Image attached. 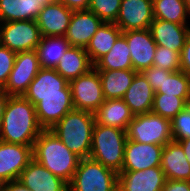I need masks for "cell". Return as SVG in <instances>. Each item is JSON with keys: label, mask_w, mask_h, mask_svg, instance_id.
<instances>
[{"label": "cell", "mask_w": 190, "mask_h": 191, "mask_svg": "<svg viewBox=\"0 0 190 191\" xmlns=\"http://www.w3.org/2000/svg\"><path fill=\"white\" fill-rule=\"evenodd\" d=\"M43 130L35 106L24 96H9L0 126V140L33 147Z\"/></svg>", "instance_id": "6da1fadb"}, {"label": "cell", "mask_w": 190, "mask_h": 191, "mask_svg": "<svg viewBox=\"0 0 190 191\" xmlns=\"http://www.w3.org/2000/svg\"><path fill=\"white\" fill-rule=\"evenodd\" d=\"M32 155L36 162L68 184L81 159L70 151L51 130H43L39 134L32 147Z\"/></svg>", "instance_id": "7a4b0ae2"}, {"label": "cell", "mask_w": 190, "mask_h": 191, "mask_svg": "<svg viewBox=\"0 0 190 191\" xmlns=\"http://www.w3.org/2000/svg\"><path fill=\"white\" fill-rule=\"evenodd\" d=\"M94 124V113L72 109L50 130L70 151L83 159L90 156Z\"/></svg>", "instance_id": "3957f363"}, {"label": "cell", "mask_w": 190, "mask_h": 191, "mask_svg": "<svg viewBox=\"0 0 190 191\" xmlns=\"http://www.w3.org/2000/svg\"><path fill=\"white\" fill-rule=\"evenodd\" d=\"M126 141V130L95 122L89 158L120 173L123 166Z\"/></svg>", "instance_id": "277c9868"}, {"label": "cell", "mask_w": 190, "mask_h": 191, "mask_svg": "<svg viewBox=\"0 0 190 191\" xmlns=\"http://www.w3.org/2000/svg\"><path fill=\"white\" fill-rule=\"evenodd\" d=\"M118 173L91 158L80 159L68 191H118Z\"/></svg>", "instance_id": "5b68a950"}, {"label": "cell", "mask_w": 190, "mask_h": 191, "mask_svg": "<svg viewBox=\"0 0 190 191\" xmlns=\"http://www.w3.org/2000/svg\"><path fill=\"white\" fill-rule=\"evenodd\" d=\"M127 139L165 146L173 140L171 120L154 112L134 115L126 130Z\"/></svg>", "instance_id": "8992f818"}, {"label": "cell", "mask_w": 190, "mask_h": 191, "mask_svg": "<svg viewBox=\"0 0 190 191\" xmlns=\"http://www.w3.org/2000/svg\"><path fill=\"white\" fill-rule=\"evenodd\" d=\"M41 39L36 20L0 23V45L15 53L36 50Z\"/></svg>", "instance_id": "52a82bcc"}, {"label": "cell", "mask_w": 190, "mask_h": 191, "mask_svg": "<svg viewBox=\"0 0 190 191\" xmlns=\"http://www.w3.org/2000/svg\"><path fill=\"white\" fill-rule=\"evenodd\" d=\"M69 85L74 109L95 113L105 101L100 75L95 67L70 81Z\"/></svg>", "instance_id": "ba28073f"}, {"label": "cell", "mask_w": 190, "mask_h": 191, "mask_svg": "<svg viewBox=\"0 0 190 191\" xmlns=\"http://www.w3.org/2000/svg\"><path fill=\"white\" fill-rule=\"evenodd\" d=\"M41 69L36 50L18 52L8 81L3 89L9 96H24Z\"/></svg>", "instance_id": "9c48e42d"}, {"label": "cell", "mask_w": 190, "mask_h": 191, "mask_svg": "<svg viewBox=\"0 0 190 191\" xmlns=\"http://www.w3.org/2000/svg\"><path fill=\"white\" fill-rule=\"evenodd\" d=\"M154 20L152 0H122L114 22L122 32L148 29Z\"/></svg>", "instance_id": "30bf717a"}, {"label": "cell", "mask_w": 190, "mask_h": 191, "mask_svg": "<svg viewBox=\"0 0 190 191\" xmlns=\"http://www.w3.org/2000/svg\"><path fill=\"white\" fill-rule=\"evenodd\" d=\"M162 145L143 144L127 139L121 171H140L161 165Z\"/></svg>", "instance_id": "8fae6325"}, {"label": "cell", "mask_w": 190, "mask_h": 191, "mask_svg": "<svg viewBox=\"0 0 190 191\" xmlns=\"http://www.w3.org/2000/svg\"><path fill=\"white\" fill-rule=\"evenodd\" d=\"M32 159V146L0 140V178L4 182L18 180Z\"/></svg>", "instance_id": "7c38bea8"}, {"label": "cell", "mask_w": 190, "mask_h": 191, "mask_svg": "<svg viewBox=\"0 0 190 191\" xmlns=\"http://www.w3.org/2000/svg\"><path fill=\"white\" fill-rule=\"evenodd\" d=\"M130 48L133 70L143 72L153 66L157 45L148 29L122 32Z\"/></svg>", "instance_id": "4fadbf2b"}, {"label": "cell", "mask_w": 190, "mask_h": 191, "mask_svg": "<svg viewBox=\"0 0 190 191\" xmlns=\"http://www.w3.org/2000/svg\"><path fill=\"white\" fill-rule=\"evenodd\" d=\"M51 95H71L69 82L55 69L41 68L24 97L35 106L38 103V96Z\"/></svg>", "instance_id": "5bb4252c"}, {"label": "cell", "mask_w": 190, "mask_h": 191, "mask_svg": "<svg viewBox=\"0 0 190 191\" xmlns=\"http://www.w3.org/2000/svg\"><path fill=\"white\" fill-rule=\"evenodd\" d=\"M160 166L140 171L118 173V191H162L166 182Z\"/></svg>", "instance_id": "9a60e30c"}, {"label": "cell", "mask_w": 190, "mask_h": 191, "mask_svg": "<svg viewBox=\"0 0 190 191\" xmlns=\"http://www.w3.org/2000/svg\"><path fill=\"white\" fill-rule=\"evenodd\" d=\"M104 22L89 10L73 11L65 39L71 46L86 48Z\"/></svg>", "instance_id": "2e32d148"}, {"label": "cell", "mask_w": 190, "mask_h": 191, "mask_svg": "<svg viewBox=\"0 0 190 191\" xmlns=\"http://www.w3.org/2000/svg\"><path fill=\"white\" fill-rule=\"evenodd\" d=\"M72 109V95L38 96L35 105L38 122L44 130L52 129Z\"/></svg>", "instance_id": "e0dca14e"}, {"label": "cell", "mask_w": 190, "mask_h": 191, "mask_svg": "<svg viewBox=\"0 0 190 191\" xmlns=\"http://www.w3.org/2000/svg\"><path fill=\"white\" fill-rule=\"evenodd\" d=\"M73 11L61 2L47 3L41 9L36 22L42 37L65 36Z\"/></svg>", "instance_id": "ac0fdd59"}, {"label": "cell", "mask_w": 190, "mask_h": 191, "mask_svg": "<svg viewBox=\"0 0 190 191\" xmlns=\"http://www.w3.org/2000/svg\"><path fill=\"white\" fill-rule=\"evenodd\" d=\"M18 180L32 191H68V183L32 159Z\"/></svg>", "instance_id": "d6986e66"}, {"label": "cell", "mask_w": 190, "mask_h": 191, "mask_svg": "<svg viewBox=\"0 0 190 191\" xmlns=\"http://www.w3.org/2000/svg\"><path fill=\"white\" fill-rule=\"evenodd\" d=\"M149 30L157 46H164L181 54L186 39L190 35V24L154 19Z\"/></svg>", "instance_id": "ffe728a7"}, {"label": "cell", "mask_w": 190, "mask_h": 191, "mask_svg": "<svg viewBox=\"0 0 190 191\" xmlns=\"http://www.w3.org/2000/svg\"><path fill=\"white\" fill-rule=\"evenodd\" d=\"M155 91L142 72H137L131 86L126 91L123 101L134 115L151 112Z\"/></svg>", "instance_id": "44dd1931"}, {"label": "cell", "mask_w": 190, "mask_h": 191, "mask_svg": "<svg viewBox=\"0 0 190 191\" xmlns=\"http://www.w3.org/2000/svg\"><path fill=\"white\" fill-rule=\"evenodd\" d=\"M160 167L166 179L190 181V164L176 141L172 140L163 146Z\"/></svg>", "instance_id": "7402d4cb"}, {"label": "cell", "mask_w": 190, "mask_h": 191, "mask_svg": "<svg viewBox=\"0 0 190 191\" xmlns=\"http://www.w3.org/2000/svg\"><path fill=\"white\" fill-rule=\"evenodd\" d=\"M94 115L97 124L123 130H127L134 117V114L123 99L105 100Z\"/></svg>", "instance_id": "603a6c76"}, {"label": "cell", "mask_w": 190, "mask_h": 191, "mask_svg": "<svg viewBox=\"0 0 190 191\" xmlns=\"http://www.w3.org/2000/svg\"><path fill=\"white\" fill-rule=\"evenodd\" d=\"M93 67L85 48L70 46L55 70L70 82L87 73Z\"/></svg>", "instance_id": "cb8c5ba5"}, {"label": "cell", "mask_w": 190, "mask_h": 191, "mask_svg": "<svg viewBox=\"0 0 190 191\" xmlns=\"http://www.w3.org/2000/svg\"><path fill=\"white\" fill-rule=\"evenodd\" d=\"M45 0H0V23L36 20Z\"/></svg>", "instance_id": "d4e9b609"}, {"label": "cell", "mask_w": 190, "mask_h": 191, "mask_svg": "<svg viewBox=\"0 0 190 191\" xmlns=\"http://www.w3.org/2000/svg\"><path fill=\"white\" fill-rule=\"evenodd\" d=\"M105 100L122 99L137 73L135 70H98Z\"/></svg>", "instance_id": "484cf974"}, {"label": "cell", "mask_w": 190, "mask_h": 191, "mask_svg": "<svg viewBox=\"0 0 190 191\" xmlns=\"http://www.w3.org/2000/svg\"><path fill=\"white\" fill-rule=\"evenodd\" d=\"M121 34L122 30L115 23L102 24L85 48L93 65L112 49Z\"/></svg>", "instance_id": "4316f807"}, {"label": "cell", "mask_w": 190, "mask_h": 191, "mask_svg": "<svg viewBox=\"0 0 190 191\" xmlns=\"http://www.w3.org/2000/svg\"><path fill=\"white\" fill-rule=\"evenodd\" d=\"M130 53L126 38L121 34L112 49L100 58L94 67L97 70H133Z\"/></svg>", "instance_id": "83f0119b"}, {"label": "cell", "mask_w": 190, "mask_h": 191, "mask_svg": "<svg viewBox=\"0 0 190 191\" xmlns=\"http://www.w3.org/2000/svg\"><path fill=\"white\" fill-rule=\"evenodd\" d=\"M70 46L63 36L42 37L36 49L41 68L55 69Z\"/></svg>", "instance_id": "f1b7e54d"}, {"label": "cell", "mask_w": 190, "mask_h": 191, "mask_svg": "<svg viewBox=\"0 0 190 191\" xmlns=\"http://www.w3.org/2000/svg\"><path fill=\"white\" fill-rule=\"evenodd\" d=\"M154 19L188 24L190 14L184 0H152ZM188 18V19H187Z\"/></svg>", "instance_id": "f546056e"}, {"label": "cell", "mask_w": 190, "mask_h": 191, "mask_svg": "<svg viewBox=\"0 0 190 191\" xmlns=\"http://www.w3.org/2000/svg\"><path fill=\"white\" fill-rule=\"evenodd\" d=\"M155 94H166L182 98L186 103L190 102V77L178 70L170 74H163L161 88Z\"/></svg>", "instance_id": "4dcf8cb0"}, {"label": "cell", "mask_w": 190, "mask_h": 191, "mask_svg": "<svg viewBox=\"0 0 190 191\" xmlns=\"http://www.w3.org/2000/svg\"><path fill=\"white\" fill-rule=\"evenodd\" d=\"M186 102L180 98L166 94H155L152 112L172 120L185 108Z\"/></svg>", "instance_id": "1f68e13d"}, {"label": "cell", "mask_w": 190, "mask_h": 191, "mask_svg": "<svg viewBox=\"0 0 190 191\" xmlns=\"http://www.w3.org/2000/svg\"><path fill=\"white\" fill-rule=\"evenodd\" d=\"M122 0H91L88 10L103 22L114 23L117 19Z\"/></svg>", "instance_id": "d6a6232c"}, {"label": "cell", "mask_w": 190, "mask_h": 191, "mask_svg": "<svg viewBox=\"0 0 190 191\" xmlns=\"http://www.w3.org/2000/svg\"><path fill=\"white\" fill-rule=\"evenodd\" d=\"M180 55L177 51L169 50L164 46H157L153 66L170 72L181 70Z\"/></svg>", "instance_id": "836d02e7"}, {"label": "cell", "mask_w": 190, "mask_h": 191, "mask_svg": "<svg viewBox=\"0 0 190 191\" xmlns=\"http://www.w3.org/2000/svg\"><path fill=\"white\" fill-rule=\"evenodd\" d=\"M173 141L190 139V102L171 120Z\"/></svg>", "instance_id": "e575fe53"}, {"label": "cell", "mask_w": 190, "mask_h": 191, "mask_svg": "<svg viewBox=\"0 0 190 191\" xmlns=\"http://www.w3.org/2000/svg\"><path fill=\"white\" fill-rule=\"evenodd\" d=\"M16 54L7 47L0 45V88H3L8 81L9 74L14 66Z\"/></svg>", "instance_id": "d590c367"}, {"label": "cell", "mask_w": 190, "mask_h": 191, "mask_svg": "<svg viewBox=\"0 0 190 191\" xmlns=\"http://www.w3.org/2000/svg\"><path fill=\"white\" fill-rule=\"evenodd\" d=\"M142 73L147 78V81L152 89L156 92L159 88H161L163 74H170L171 72L156 66H151L150 68L145 69Z\"/></svg>", "instance_id": "8d00e7d4"}, {"label": "cell", "mask_w": 190, "mask_h": 191, "mask_svg": "<svg viewBox=\"0 0 190 191\" xmlns=\"http://www.w3.org/2000/svg\"><path fill=\"white\" fill-rule=\"evenodd\" d=\"M180 56L181 71L190 77V35L186 39Z\"/></svg>", "instance_id": "74e56055"}, {"label": "cell", "mask_w": 190, "mask_h": 191, "mask_svg": "<svg viewBox=\"0 0 190 191\" xmlns=\"http://www.w3.org/2000/svg\"><path fill=\"white\" fill-rule=\"evenodd\" d=\"M162 191H190V181L167 179Z\"/></svg>", "instance_id": "f35d334b"}, {"label": "cell", "mask_w": 190, "mask_h": 191, "mask_svg": "<svg viewBox=\"0 0 190 191\" xmlns=\"http://www.w3.org/2000/svg\"><path fill=\"white\" fill-rule=\"evenodd\" d=\"M67 8L72 11L88 10L91 0H60Z\"/></svg>", "instance_id": "ab89813d"}, {"label": "cell", "mask_w": 190, "mask_h": 191, "mask_svg": "<svg viewBox=\"0 0 190 191\" xmlns=\"http://www.w3.org/2000/svg\"><path fill=\"white\" fill-rule=\"evenodd\" d=\"M3 191H32L19 180L4 182Z\"/></svg>", "instance_id": "60d3db41"}, {"label": "cell", "mask_w": 190, "mask_h": 191, "mask_svg": "<svg viewBox=\"0 0 190 191\" xmlns=\"http://www.w3.org/2000/svg\"><path fill=\"white\" fill-rule=\"evenodd\" d=\"M9 98V95L4 91L3 88H0V126L3 118V112L6 105V102Z\"/></svg>", "instance_id": "b9f144b4"}, {"label": "cell", "mask_w": 190, "mask_h": 191, "mask_svg": "<svg viewBox=\"0 0 190 191\" xmlns=\"http://www.w3.org/2000/svg\"><path fill=\"white\" fill-rule=\"evenodd\" d=\"M178 143L181 145L183 152L185 153V156L190 164V139L180 140Z\"/></svg>", "instance_id": "7bdbcfd3"}, {"label": "cell", "mask_w": 190, "mask_h": 191, "mask_svg": "<svg viewBox=\"0 0 190 191\" xmlns=\"http://www.w3.org/2000/svg\"><path fill=\"white\" fill-rule=\"evenodd\" d=\"M188 9V12L190 14V0H184Z\"/></svg>", "instance_id": "ee69618b"}, {"label": "cell", "mask_w": 190, "mask_h": 191, "mask_svg": "<svg viewBox=\"0 0 190 191\" xmlns=\"http://www.w3.org/2000/svg\"><path fill=\"white\" fill-rule=\"evenodd\" d=\"M4 181L0 178V191H3Z\"/></svg>", "instance_id": "f6af8a7d"}, {"label": "cell", "mask_w": 190, "mask_h": 191, "mask_svg": "<svg viewBox=\"0 0 190 191\" xmlns=\"http://www.w3.org/2000/svg\"><path fill=\"white\" fill-rule=\"evenodd\" d=\"M47 3H57L59 2L60 0H45Z\"/></svg>", "instance_id": "bcb514c9"}]
</instances>
